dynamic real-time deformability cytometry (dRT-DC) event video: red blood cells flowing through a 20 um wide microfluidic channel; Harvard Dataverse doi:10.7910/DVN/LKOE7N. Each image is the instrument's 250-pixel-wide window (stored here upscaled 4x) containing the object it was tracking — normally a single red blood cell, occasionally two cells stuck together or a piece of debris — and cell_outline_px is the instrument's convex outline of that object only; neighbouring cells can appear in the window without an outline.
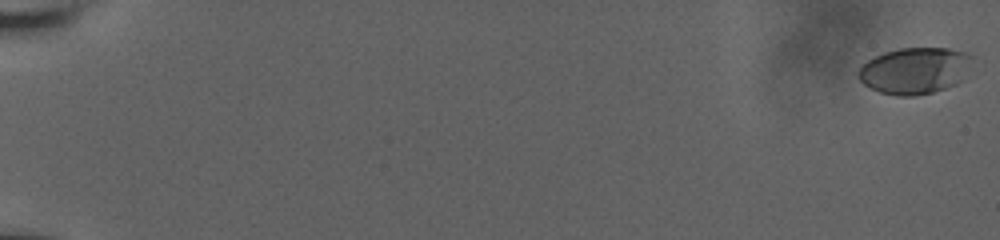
{"species": "human", "species_latin": "Homo sapiens", "temperature_condition": "room temperature", "stored_images_in_passage": 34, "camera_frame_rate_fps": 3000, "um_per_image_px": 0.085, "donor": {"sex": "male"}, "frame": {"image": 1, "passage_image": 1, "time_ms": 0.0, "image_size_px": [1000, 240], "cell_outline_px": [[972, 56], [960, 80], [956, 84], [932, 92], [912, 96], [900, 96], [880, 92], [864, 84], [856, 76], [856, 72], [872, 56], [884, 52], [900, 48], [948, 48], [968, 52]], "centroid_in_image_um": [77.69, 5.99], "position_along_channel_um": 7.3, "area_um2": 30.52}}
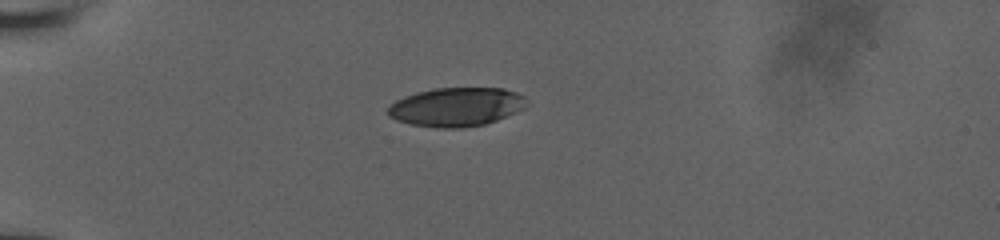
{"frame": {"image": 2, "passage_image": 25, "time_ms": 6.0, "image_size_px": [1000, 240], "cell_outline_px": [[528, 104], [524, 108], [516, 112], [496, 120], [484, 124], [460, 128], [436, 128], [412, 124], [396, 120], [388, 116], [388, 108], [396, 100], [404, 96], [416, 92], [432, 88], [504, 88], [516, 92], [524, 96]], "centroid_in_image_um": [38.79, 9.08], "position_along_channel_um": 46.2, "area_um2": 31.44}}